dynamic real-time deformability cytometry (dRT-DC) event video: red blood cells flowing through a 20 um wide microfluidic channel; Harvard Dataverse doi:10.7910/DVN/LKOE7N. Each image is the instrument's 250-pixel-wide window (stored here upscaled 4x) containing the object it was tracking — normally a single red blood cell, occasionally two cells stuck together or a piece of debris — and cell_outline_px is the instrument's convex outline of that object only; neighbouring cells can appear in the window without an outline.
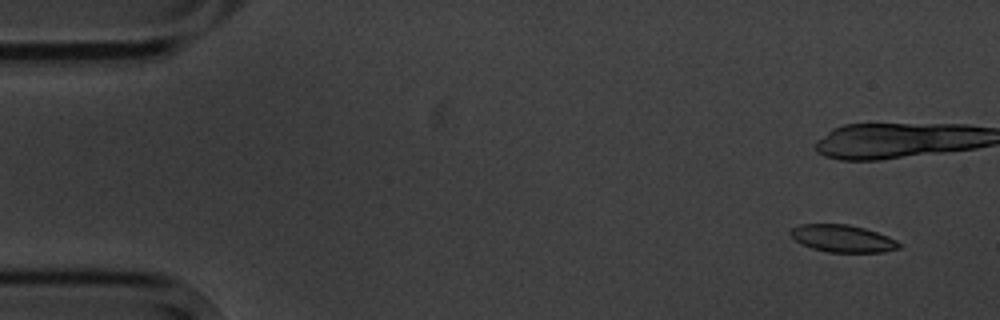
{"species": "common noctule bat (a hibernating species)", "species_latin": "Nyctalus noctula", "temperature_condition": "cold", "stored_images_in_passage": 5, "camera_frame_rate_fps": 3000, "um_per_image_px": 0.085, "animal": {"sex": "male", "body_mass_g": 20.1, "forearm_length_mm": 53.5}, "frame": {"image": 1, "passage_image": 1, "time_ms": 0.0, "image_size_px": [1000, 320], "cell_outline_px": [[900, 248], [884, 252], [828, 252], [812, 248], [800, 244], [788, 232], [792, 228], [800, 224], [848, 224], [864, 228], [888, 236], [896, 240], [900, 244]], "centroid_in_image_um": [71.61, 20.27], "position_along_channel_um": 13.4, "area_um2": 17.22}}
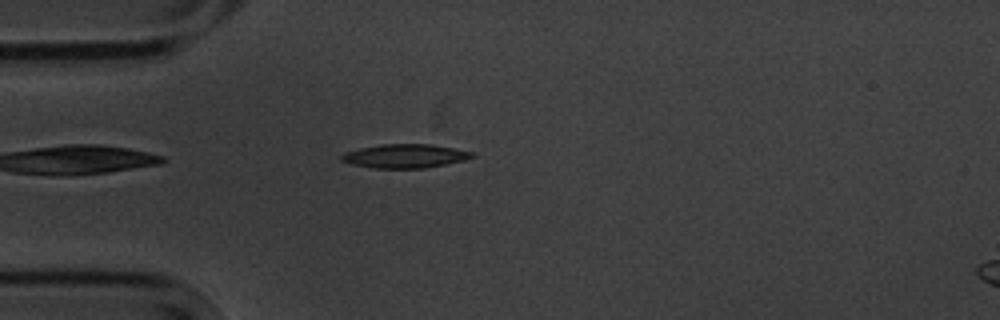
{"frame": {"image": 2, "passage_image": 5, "time_ms": 5.333, "image_size_px": [1000, 320], "cell_outline_px": [[476, 156], [464, 160], [424, 168], [372, 168], [352, 164], [340, 160], [340, 156], [344, 152], [360, 148], [380, 144], [432, 144], [476, 152]], "centroid_in_image_um": [34.43, 13.25], "position_along_channel_um": 50.6, "area_um2": 18.21}}